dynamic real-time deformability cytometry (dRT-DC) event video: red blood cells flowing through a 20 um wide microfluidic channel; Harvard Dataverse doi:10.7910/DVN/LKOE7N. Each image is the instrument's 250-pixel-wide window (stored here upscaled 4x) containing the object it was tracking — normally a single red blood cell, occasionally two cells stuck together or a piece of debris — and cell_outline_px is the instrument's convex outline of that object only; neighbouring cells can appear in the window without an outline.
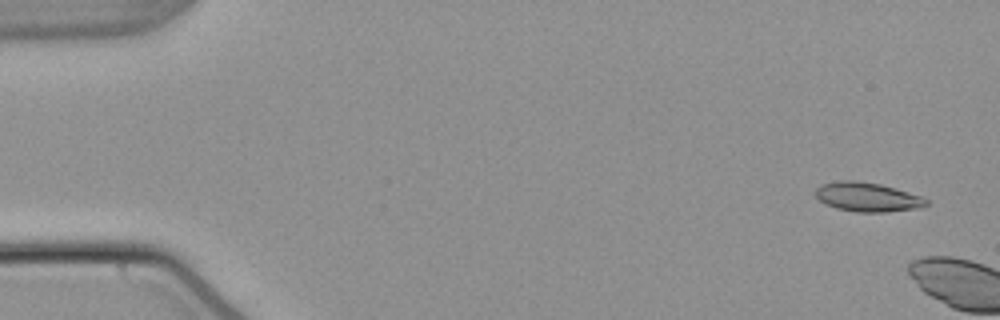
{"species": "common noctule bat (a hibernating species)", "species_latin": "Nyctalus noctula", "temperature_condition": "warm", "stored_images_in_passage": 7, "camera_frame_rate_fps": 3000, "um_per_image_px": 0.085, "animal": {"sex": "male", "body_mass_g": 21.5, "forearm_length_mm": 52.0}, "frame": {"image": 1, "passage_image": 3, "time_ms": 0.667, "image_size_px": [1000, 320], "cell_outline_px": [[928, 204], [920, 208], [888, 212], [856, 212], [836, 208], [824, 204], [816, 196], [816, 188], [820, 184], [840, 180], [856, 180], [880, 184], [908, 192], [920, 196], [928, 200]], "centroid_in_image_um": [73.71, 16.75], "position_along_channel_um": 11.3, "area_um2": 18.9}}